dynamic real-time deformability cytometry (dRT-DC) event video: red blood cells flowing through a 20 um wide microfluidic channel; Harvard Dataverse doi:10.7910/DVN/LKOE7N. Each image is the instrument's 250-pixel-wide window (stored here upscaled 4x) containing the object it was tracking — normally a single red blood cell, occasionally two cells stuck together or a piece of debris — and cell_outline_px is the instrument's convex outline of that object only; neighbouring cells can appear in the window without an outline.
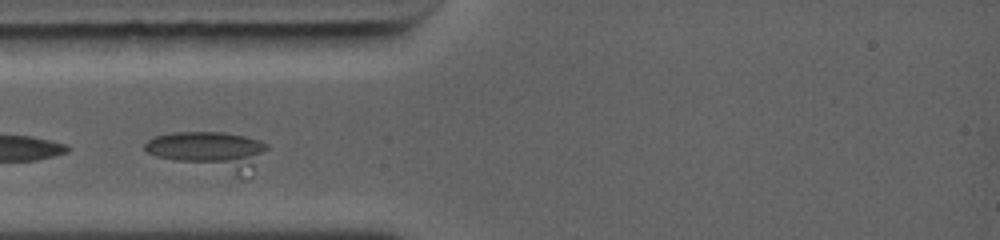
{"species": "common noctule bat (a hibernating species)", "species_latin": "Nyctalus noctula", "temperature_condition": "warm", "stored_images_in_passage": 3, "camera_frame_rate_fps": 5000, "um_per_image_px": 0.085, "animal": {"sex": "female", "body_mass_g": 19.0, "forearm_length_mm": 56.7}, "frame": {"image": 1, "passage_image": 2, "time_ms": 1.2, "image_size_px": [1000, 240], "cell_outline_px": [[268, 148], [252, 176], [248, 180], [240, 180], [156, 156], [148, 152], [144, 148], [144, 144], [148, 140], [156, 136], [176, 132], [220, 132], [244, 136], [268, 144]], "centroid_in_image_um": [17.93, 12.92], "position_along_channel_um": 67.1, "area_um2": 28.55}}